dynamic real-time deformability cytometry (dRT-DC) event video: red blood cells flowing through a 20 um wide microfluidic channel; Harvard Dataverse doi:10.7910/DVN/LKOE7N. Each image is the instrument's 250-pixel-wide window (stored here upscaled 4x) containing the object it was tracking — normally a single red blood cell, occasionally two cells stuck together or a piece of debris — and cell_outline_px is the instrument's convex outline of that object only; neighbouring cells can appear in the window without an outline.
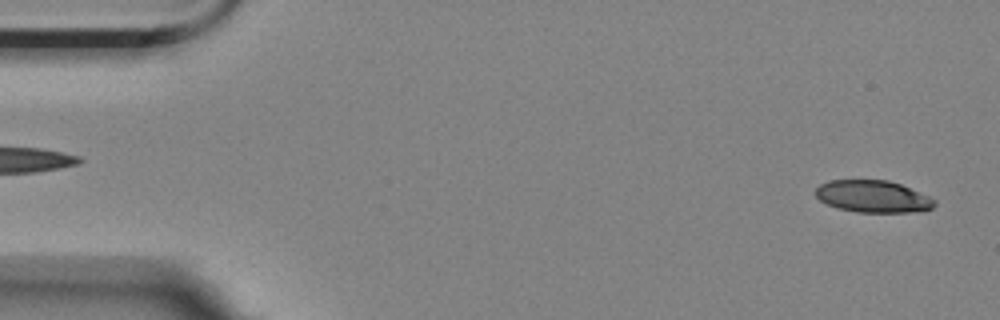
{"species": "Egyptian fruit bat (a non-hibernating species)", "species_latin": "Rousettus aegyptiacus", "temperature_condition": "room temperature", "stored_images_in_passage": 6, "camera_frame_rate_fps": 3000, "um_per_image_px": 0.085, "animal": {"sex": "female"}, "frame": {"image": 1, "passage_image": 2, "time_ms": 0.333, "image_size_px": [1000, 320], "cell_outline_px": [[936, 204], [932, 208], [912, 212], [856, 212], [840, 208], [828, 204], [820, 200], [816, 196], [816, 188], [820, 184], [832, 180], [888, 180], [900, 184], [928, 196], [936, 200]], "centroid_in_image_um": [74.2, 16.7], "position_along_channel_um": 10.8, "area_um2": 21.96}}